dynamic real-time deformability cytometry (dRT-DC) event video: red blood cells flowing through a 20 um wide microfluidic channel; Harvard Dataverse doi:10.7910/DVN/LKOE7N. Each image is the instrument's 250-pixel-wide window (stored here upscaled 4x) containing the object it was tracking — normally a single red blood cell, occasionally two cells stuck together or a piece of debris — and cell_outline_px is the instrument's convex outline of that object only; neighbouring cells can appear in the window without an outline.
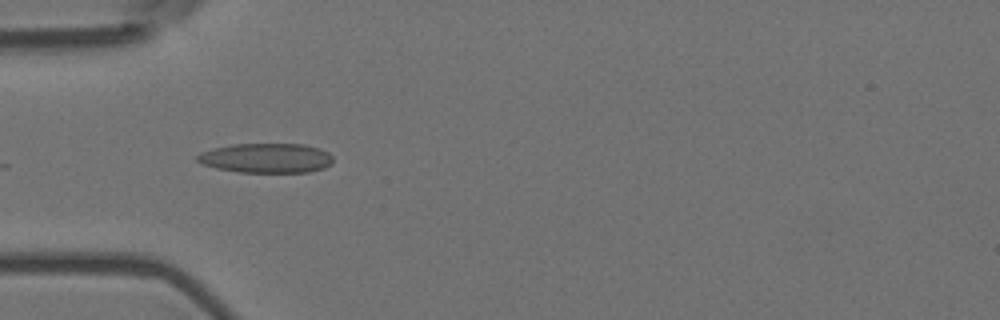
{"species": "Egyptian fruit bat (a non-hibernating species)", "species_latin": "Rousettus aegyptiacus", "temperature_condition": "room temperature", "stored_images_in_passage": 5, "camera_frame_rate_fps": 3000, "um_per_image_px": 0.085, "animal": {"sex": "female"}, "frame": {"image": 1, "passage_image": 5, "time_ms": 1.333, "image_size_px": [1000, 320], "cell_outline_px": [[332, 164], [324, 168], [308, 172], [240, 172], [216, 168], [204, 164], [196, 160], [196, 156], [200, 152], [212, 148], [232, 144], [304, 144], [320, 148], [328, 152], [332, 156]], "centroid_in_image_um": [22.64, 13.43], "position_along_channel_um": 62.4, "area_um2": 23.52}}